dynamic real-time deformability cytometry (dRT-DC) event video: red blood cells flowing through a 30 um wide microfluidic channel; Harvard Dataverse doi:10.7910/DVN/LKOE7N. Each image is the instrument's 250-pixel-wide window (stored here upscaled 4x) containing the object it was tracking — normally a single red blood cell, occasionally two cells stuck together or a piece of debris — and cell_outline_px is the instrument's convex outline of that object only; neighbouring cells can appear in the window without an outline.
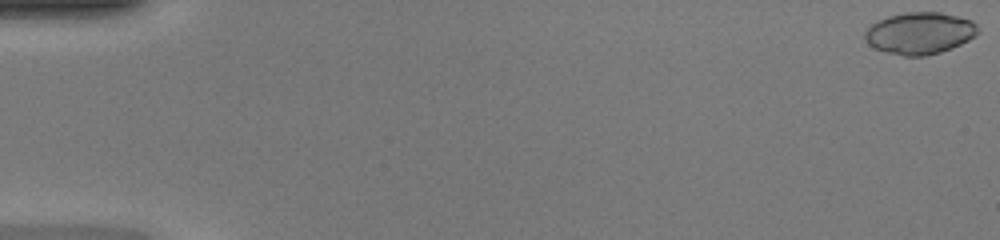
{"species": "common noctule bat (a hibernating species)", "species_latin": "Nyctalus noctula", "temperature_condition": "warm", "stored_images_in_passage": 49, "camera_frame_rate_fps": 3000, "um_per_image_px": 0.085, "animal": {"sex": "female", "body_mass_g": 20.0, "forearm_length_mm": 54.0}, "frame": {"image": 1, "passage_image": 1, "time_ms": 0.0, "image_size_px": [1000, 240], "cell_outline_px": [[980, 32], [976, 36], [952, 48], [940, 52], [924, 56], [904, 56], [884, 52], [868, 44], [864, 40], [864, 32], [876, 20], [888, 16], [908, 12], [940, 12], [972, 20], [980, 28]], "centroid_in_image_um": [78.18, 2.82], "position_along_channel_um": 6.8, "area_um2": 27.8}}
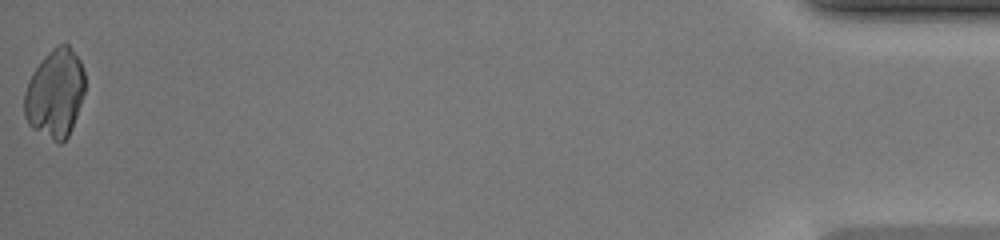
{"frame": {"image": 2, "passage_image": 49, "time_ms": 16.0, "image_size_px": [1000, 240], "cell_outline_px": [[84, 92], [72, 128], [68, 136], [60, 144], [52, 140], [32, 128], [28, 124], [24, 116], [24, 92], [28, 80], [32, 72], [44, 56], [52, 48], [60, 44], [68, 44], [80, 60], [84, 72]], "centroid_in_image_um": [4.66, 7.94], "position_along_channel_um": 430.5, "area_um2": 31.27}}